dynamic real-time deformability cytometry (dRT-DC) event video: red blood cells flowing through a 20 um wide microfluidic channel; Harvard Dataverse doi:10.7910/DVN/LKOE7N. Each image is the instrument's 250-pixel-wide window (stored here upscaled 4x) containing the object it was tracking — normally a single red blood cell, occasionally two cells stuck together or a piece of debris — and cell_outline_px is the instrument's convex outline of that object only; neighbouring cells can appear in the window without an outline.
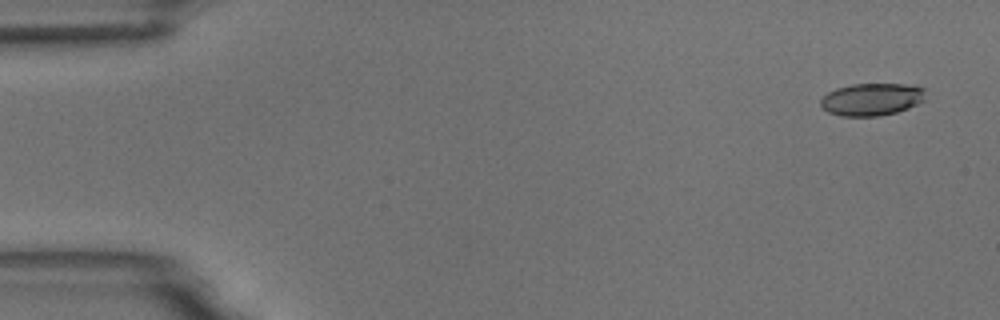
{"species": "common noctule bat (a hibernating species)", "species_latin": "Nyctalus noctula", "temperature_condition": "room temperature", "stored_images_in_passage": 4, "camera_frame_rate_fps": 3000, "um_per_image_px": 0.085, "animal": {"sex": "male", "body_mass_g": 18.8}, "frame": {"image": 1, "passage_image": 1, "time_ms": 0.0, "image_size_px": [1000, 320], "cell_outline_px": [[924, 100], [908, 108], [896, 112], [880, 116], [840, 116], [828, 112], [820, 104], [820, 100], [828, 92], [836, 88], [852, 84], [904, 84], [924, 88]], "centroid_in_image_um": [74.07, 8.45], "position_along_channel_um": 10.9, "area_um2": 19.71}}
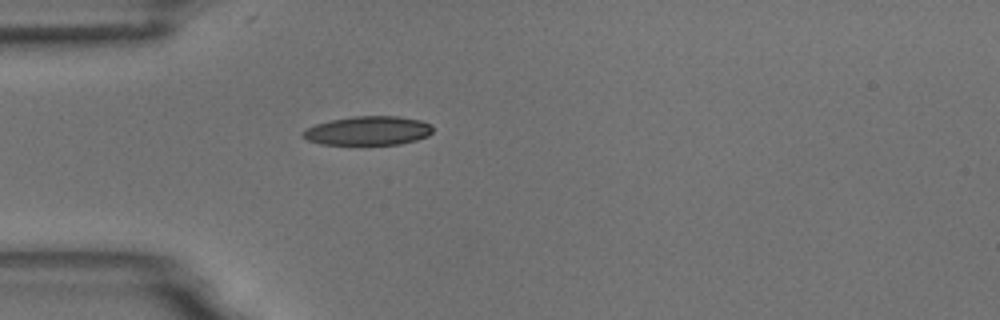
{"frame": {"image": 2, "passage_image": 4, "time_ms": 4.333, "image_size_px": [1000, 320], "cell_outline_px": [[432, 132], [428, 136], [416, 140], [400, 144], [320, 144], [308, 140], [300, 136], [300, 132], [304, 128], [316, 124], [332, 120], [352, 116], [396, 116], [420, 120], [432, 124]], "centroid_in_image_um": [31.26, 11.11], "position_along_channel_um": 53.7, "area_um2": 22.02}}